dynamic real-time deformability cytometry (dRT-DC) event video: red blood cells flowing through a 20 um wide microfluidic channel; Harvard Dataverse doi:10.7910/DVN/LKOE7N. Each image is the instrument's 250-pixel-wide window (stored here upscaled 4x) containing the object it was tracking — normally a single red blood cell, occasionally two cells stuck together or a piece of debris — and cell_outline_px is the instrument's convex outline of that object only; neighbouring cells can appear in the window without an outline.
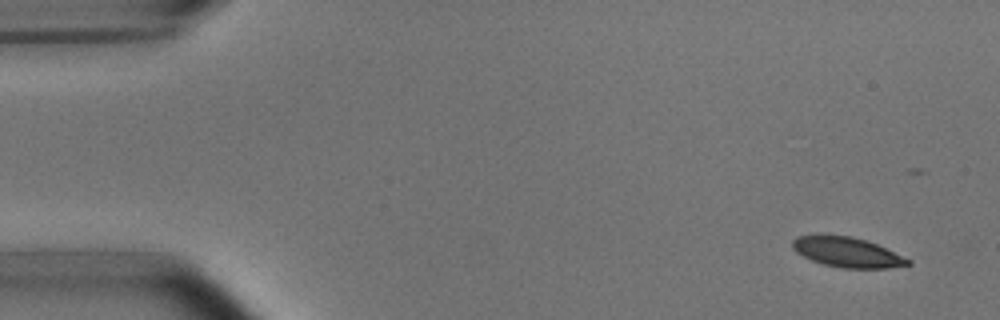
{"species": "common noctule bat (a hibernating species)", "species_latin": "Nyctalus noctula", "temperature_condition": "room temperature", "stored_images_in_passage": 5, "segment_of_instrument_passage": [1, 2], "camera_frame_rate_fps": 3000, "um_per_image_px": 0.085, "animal": {"sex": "male", "body_mass_g": 15.6}, "frame": {"image": 1, "passage_image": 1, "time_ms": 0.0, "image_size_px": [1000, 320], "cell_outline_px": [[912, 264], [888, 268], [840, 268], [824, 264], [812, 260], [796, 252], [792, 248], [792, 240], [796, 236], [816, 232], [820, 232], [852, 236], [868, 240], [912, 260]], "centroid_in_image_um": [71.95, 21.39], "position_along_channel_um": 13.0, "area_um2": 20.87}}
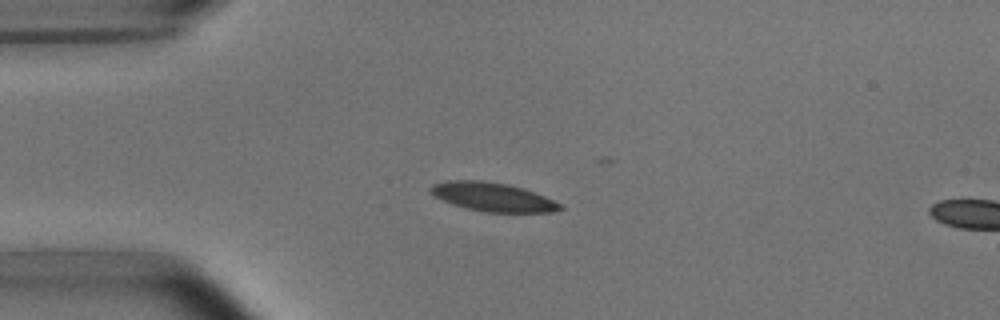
{"frame": {"image": 2, "passage_image": 4, "time_ms": 3.333, "image_size_px": [1000, 320], "cell_outline_px": [[564, 208], [552, 212], [484, 212], [464, 208], [452, 204], [436, 196], [428, 188], [432, 184], [444, 180], [480, 180], [508, 184], [524, 188], [564, 204]], "centroid_in_image_um": [41.9, 16.74], "position_along_channel_um": 43.1, "area_um2": 21.85}}